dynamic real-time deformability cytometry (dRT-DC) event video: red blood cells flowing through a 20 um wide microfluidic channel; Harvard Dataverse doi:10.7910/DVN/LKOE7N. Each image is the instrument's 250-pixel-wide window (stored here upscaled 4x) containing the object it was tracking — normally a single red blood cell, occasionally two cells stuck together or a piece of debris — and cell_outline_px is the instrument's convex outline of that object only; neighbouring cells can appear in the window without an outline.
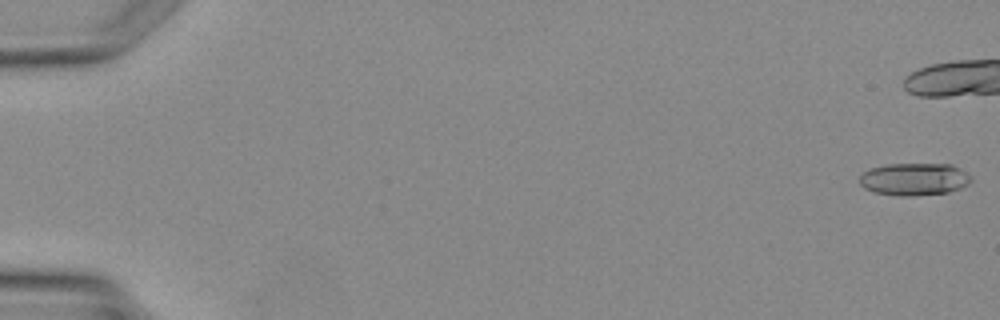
{"species": "Egyptian fruit bat (a non-hibernating species)", "species_latin": "Rousettus aegyptiacus", "temperature_condition": "warm", "stored_images_in_passage": 6, "camera_frame_rate_fps": 3000, "um_per_image_px": 0.085, "animal": {"sex": "female"}, "frame": {"image": 1, "passage_image": 1, "time_ms": 0.0, "image_size_px": [1000, 320], "cell_outline_px": [[972, 180], [968, 184], [960, 188], [948, 192], [916, 196], [896, 196], [872, 192], [864, 188], [860, 184], [860, 176], [864, 172], [872, 168], [888, 164], [952, 164], [968, 172], [972, 176]], "centroid_in_image_um": [77.74, 15.24], "position_along_channel_um": 7.3, "area_um2": 21.33}}